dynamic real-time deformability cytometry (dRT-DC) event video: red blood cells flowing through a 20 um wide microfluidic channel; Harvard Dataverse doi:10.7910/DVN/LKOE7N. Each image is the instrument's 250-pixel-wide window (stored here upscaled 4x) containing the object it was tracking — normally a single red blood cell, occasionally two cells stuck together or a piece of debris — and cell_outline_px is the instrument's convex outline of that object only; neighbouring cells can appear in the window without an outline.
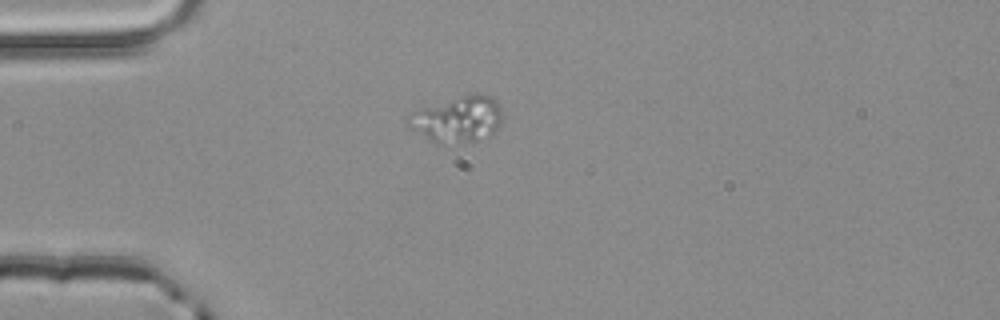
{"species": "common noctule bat (a hibernating species)", "species_latin": "Nyctalus noctula", "temperature_condition": "room temperature", "stored_images_in_passage": 5, "segment_of_instrument_passage": [2, 2], "camera_frame_rate_fps": 3000, "um_per_image_px": 0.085, "animal": {"sex": "male", "body_mass_g": 20.4}, "frame": {"image": 1, "passage_image": 5, "time_ms": 1.333, "image_size_px": [1000, 320], "cell_outline_px": [[500, 124], [488, 136], [456, 144], [436, 144], [428, 140], [408, 128], [404, 124], [404, 116], [416, 108], [476, 92], [492, 96], [496, 100], [500, 108]], "centroid_in_image_um": [38.75, 10.13], "position_along_channel_um": 46.2, "area_um2": 25.89}}